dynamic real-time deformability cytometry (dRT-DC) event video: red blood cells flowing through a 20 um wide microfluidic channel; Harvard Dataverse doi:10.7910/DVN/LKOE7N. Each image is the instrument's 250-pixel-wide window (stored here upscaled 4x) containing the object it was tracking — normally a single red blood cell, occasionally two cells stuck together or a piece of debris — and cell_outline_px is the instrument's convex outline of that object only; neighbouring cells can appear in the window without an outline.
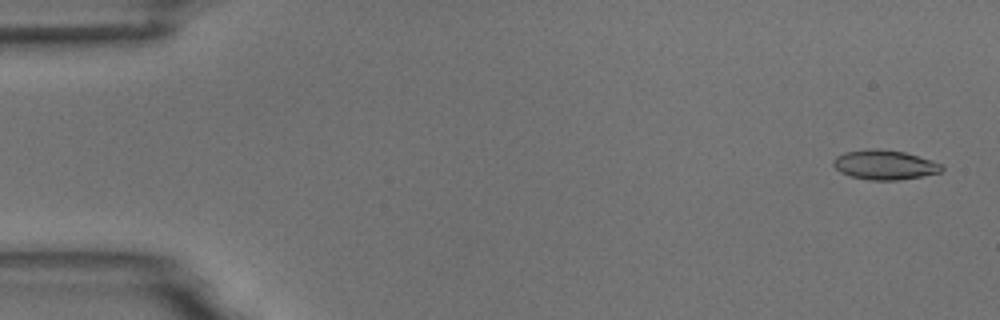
{"species": "common noctule bat (a hibernating species)", "species_latin": "Nyctalus noctula", "temperature_condition": "room temperature", "stored_images_in_passage": 5, "camera_frame_rate_fps": 3000, "um_per_image_px": 0.085, "animal": {"sex": "male", "body_mass_g": 18.8}, "frame": {"image": 1, "passage_image": 1, "time_ms": 0.0, "image_size_px": [1000, 320], "cell_outline_px": [[944, 168], [940, 172], [924, 176], [900, 180], [868, 180], [852, 176], [840, 172], [832, 164], [832, 160], [836, 156], [844, 152], [876, 148], [904, 152], [932, 160], [940, 164]], "centroid_in_image_um": [75.18, 14.01], "position_along_channel_um": 9.8, "area_um2": 18.67}}
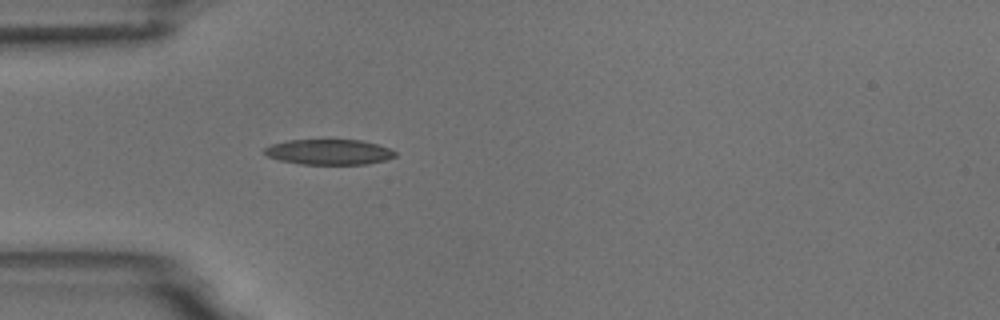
{"frame": {"image": 2, "passage_image": 5, "time_ms": 4.667, "image_size_px": [1000, 320], "cell_outline_px": [[396, 156], [384, 160], [368, 164], [300, 164], [280, 160], [268, 156], [264, 152], [264, 148], [272, 144], [288, 140], [360, 140], [376, 144], [388, 148], [396, 152]], "centroid_in_image_um": [27.96, 12.92], "position_along_channel_um": 57.0, "area_um2": 19.13}}